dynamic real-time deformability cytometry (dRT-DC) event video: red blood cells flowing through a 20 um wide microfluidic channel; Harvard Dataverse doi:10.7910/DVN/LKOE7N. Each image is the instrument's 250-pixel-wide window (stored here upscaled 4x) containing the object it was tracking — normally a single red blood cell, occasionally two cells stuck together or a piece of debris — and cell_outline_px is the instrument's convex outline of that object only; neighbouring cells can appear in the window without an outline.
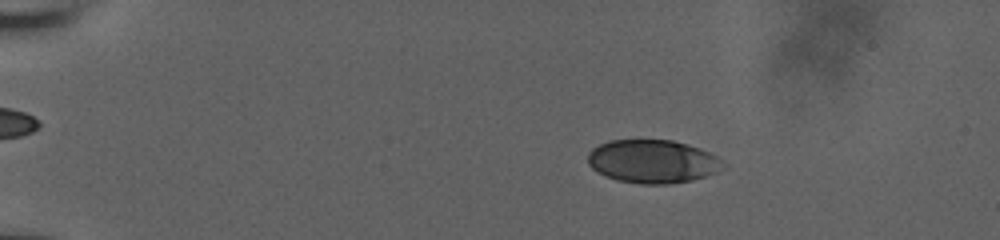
{"species": "human", "species_latin": "Homo sapiens", "temperature_condition": "room temperature", "stored_images_in_passage": 56, "camera_frame_rate_fps": 3000, "um_per_image_px": 0.085, "donor": {"sex": "male"}, "frame": {"image": 1, "passage_image": 11, "time_ms": 3.333, "image_size_px": [1000, 240], "cell_outline_px": [[724, 168], [716, 172], [692, 180], [668, 184], [640, 184], [616, 180], [604, 176], [596, 172], [588, 164], [588, 152], [592, 148], [608, 140], [672, 140], [688, 144], [708, 152], [724, 160]], "centroid_in_image_um": [55.45, 13.72], "position_along_channel_um": 29.6, "area_um2": 34.33}}
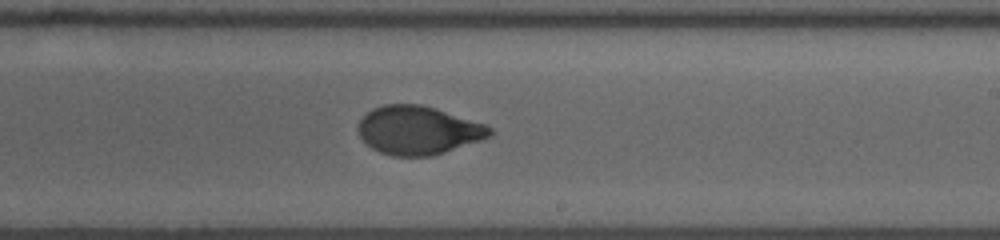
{"frame": {"image": 2, "passage_image": 36, "time_ms": 11.667, "image_size_px": [1000, 240], "cell_outline_px": [[492, 136], [432, 156], [392, 156], [380, 152], [372, 148], [360, 136], [360, 120], [372, 108], [384, 104], [420, 104], [436, 108], [484, 124], [492, 128]], "centroid_in_image_um": [35.56, 11.07], "position_along_channel_um": 253.4, "area_um2": 36.82}}
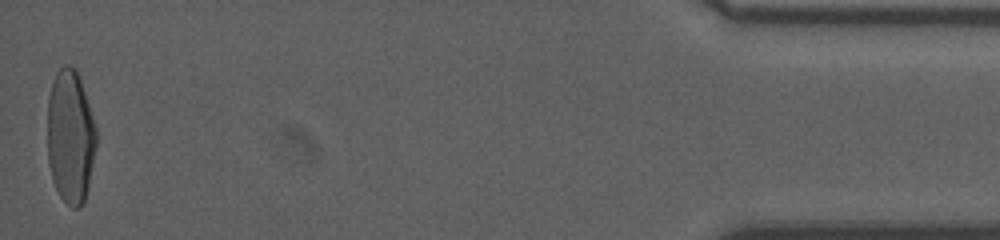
{"frame": {"image": 3, "passage_image": 56, "time_ms": 18.333, "image_size_px": [1000, 240], "cell_outline_px": [[96, 148], [88, 184], [84, 200], [80, 208], [72, 208], [60, 196], [52, 180], [48, 164], [48, 96], [52, 80], [56, 72], [64, 64], [68, 64], [76, 68], [96, 128]], "centroid_in_image_um": [5.96, 11.6], "position_along_channel_um": 429.2, "area_um2": 37.92}, "authors_computed_cell_mechanics": {"area_um2": 36.992, "velocity_mm_per_s": 3.8621, "shape_relaxation_time_tau1_ms": 4.9044, "shape_relaxation_time_tau2_ms": 0.8286, "deformation_change_tau1": 0.1965, "deformation_change_tau2": 0.0521}}